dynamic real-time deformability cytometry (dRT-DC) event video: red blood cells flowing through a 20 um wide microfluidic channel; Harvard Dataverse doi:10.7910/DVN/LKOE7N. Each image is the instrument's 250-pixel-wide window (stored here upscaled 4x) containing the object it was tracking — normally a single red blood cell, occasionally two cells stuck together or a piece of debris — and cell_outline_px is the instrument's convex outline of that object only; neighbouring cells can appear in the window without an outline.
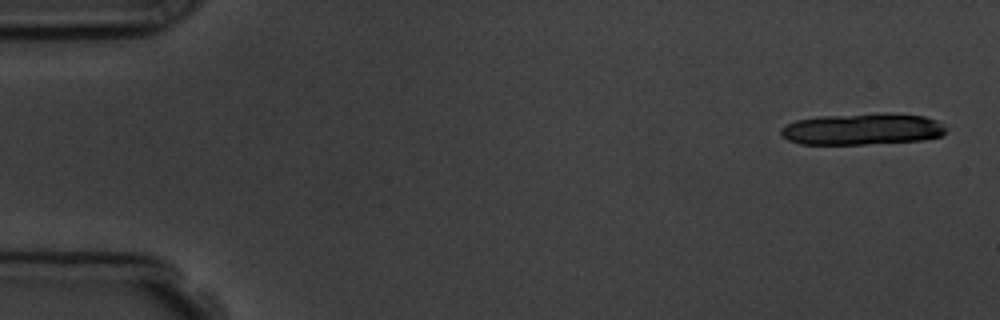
{"species": "common noctule bat (a hibernating species)", "species_latin": "Nyctalus noctula", "temperature_condition": "room temperature", "stored_images_in_passage": 5, "camera_frame_rate_fps": 3000, "um_per_image_px": 0.085, "animal": {"sex": "male", "body_mass_g": 19.5, "forearm_length_mm": 54.6}, "frame": {"image": 1, "passage_image": 1, "time_ms": 0.0, "image_size_px": [1000, 320], "cell_outline_px": [[944, 132], [940, 136], [924, 140], [864, 144], [800, 144], [788, 140], [780, 136], [780, 128], [796, 120], [816, 116], [884, 112], [924, 116], [936, 120], [944, 124]], "centroid_in_image_um": [73.26, 10.96], "position_along_channel_um": 11.7, "area_um2": 30.63}}